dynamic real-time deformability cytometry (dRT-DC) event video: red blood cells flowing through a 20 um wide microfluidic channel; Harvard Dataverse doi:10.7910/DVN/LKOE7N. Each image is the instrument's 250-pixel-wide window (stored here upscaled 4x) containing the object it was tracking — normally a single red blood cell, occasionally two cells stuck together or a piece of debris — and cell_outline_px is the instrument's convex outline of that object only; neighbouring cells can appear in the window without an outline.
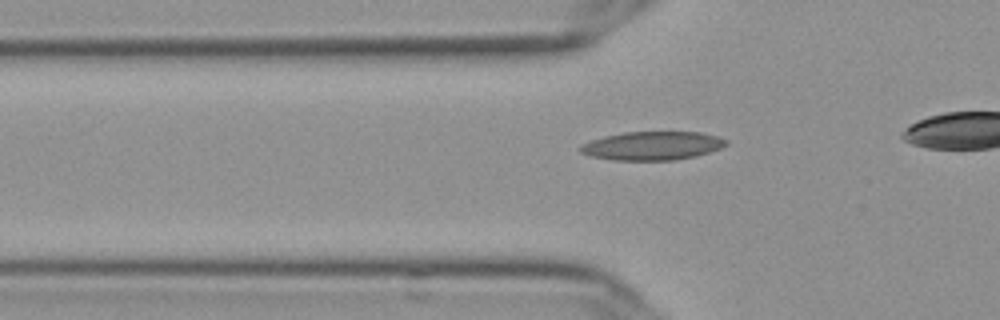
{"species": "Egyptian fruit bat (a non-hibernating species)", "species_latin": "Rousettus aegyptiacus", "temperature_condition": "cold", "stored_images_in_passage": 33, "camera_frame_rate_fps": 3000, "um_per_image_px": 0.085, "frame": {"image": 1, "passage_image": 6, "time_ms": 1.667, "image_size_px": [1000, 320], "cell_outline_px": [[728, 144], [720, 148], [696, 156], [672, 160], [612, 160], [592, 156], [580, 152], [580, 144], [604, 136], [624, 132], [700, 132], [716, 136], [728, 140]], "centroid_in_image_um": [55.44, 12.39], "position_along_channel_um": 70.4, "area_um2": 24.16}}
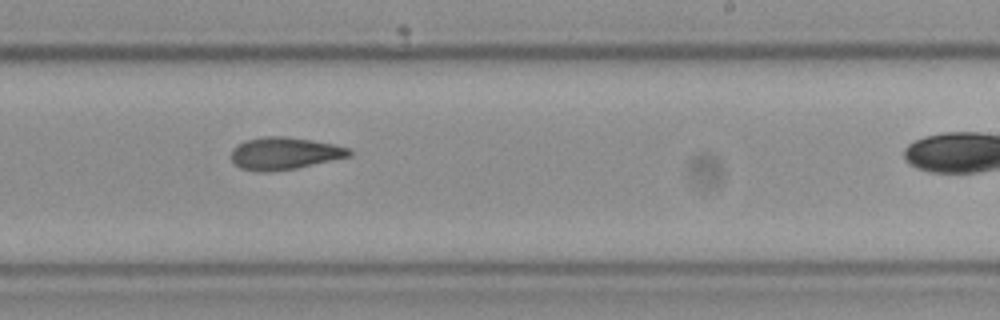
{"frame": {"image": 2, "passage_image": 22, "time_ms": 7.0, "image_size_px": [1000, 320], "cell_outline_px": [[352, 156], [296, 168], [268, 172], [256, 172], [240, 168], [232, 160], [232, 148], [236, 144], [244, 140], [264, 136], [284, 136], [312, 140], [332, 144], [348, 148], [352, 152]], "centroid_in_image_um": [24.15, 13.04], "position_along_channel_um": 264.9, "area_um2": 22.31}}
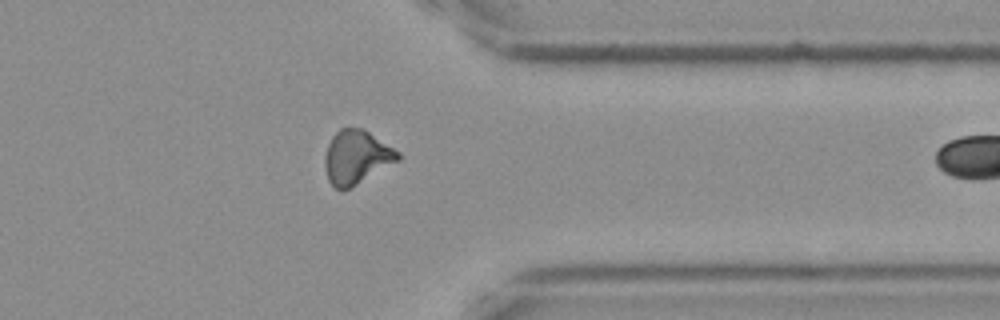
{"frame": {"image": 3, "passage_image": 32, "time_ms": 10.333, "image_size_px": [1000, 320], "cell_outline_px": [[400, 160], [356, 184], [340, 192], [328, 180], [324, 164], [324, 156], [328, 144], [332, 136], [340, 128], [364, 128], [400, 152]], "centroid_in_image_um": [30.29, 13.34], "position_along_channel_um": 381.1, "area_um2": 22.89}}